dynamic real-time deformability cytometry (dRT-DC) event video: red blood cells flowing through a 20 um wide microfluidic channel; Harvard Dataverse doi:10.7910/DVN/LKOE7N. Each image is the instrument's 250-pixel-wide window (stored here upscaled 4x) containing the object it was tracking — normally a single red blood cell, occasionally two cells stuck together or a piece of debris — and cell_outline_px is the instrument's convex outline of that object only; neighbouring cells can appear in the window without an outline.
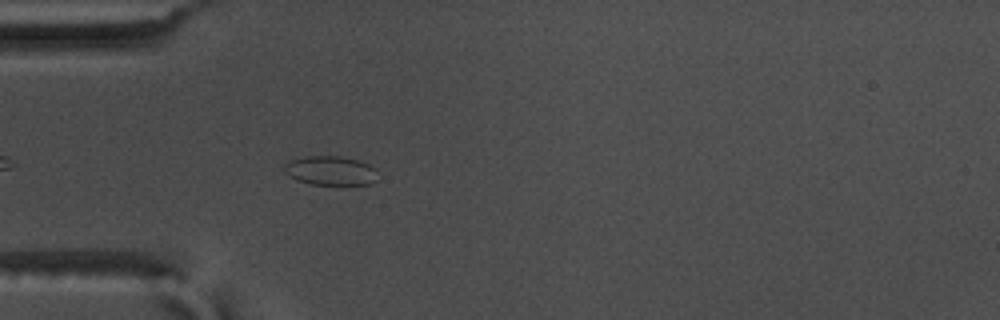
{"species": "common noctule bat (a hibernating species)", "species_latin": "Nyctalus noctula", "temperature_condition": "warm", "stored_images_in_passage": 36, "camera_frame_rate_fps": 3000, "um_per_image_px": 0.085, "animal": {"sex": "male", "body_mass_g": 17.5, "forearm_length_mm": 52.3}, "frame": {"image": 1, "passage_image": 5, "time_ms": 1.333, "image_size_px": [1000, 320], "cell_outline_px": [[376, 180], [372, 184], [312, 184], [296, 180], [288, 176], [284, 172], [284, 164], [288, 160], [304, 156], [340, 156], [356, 160], [368, 164], [376, 168]], "centroid_in_image_um": [28.05, 14.5], "position_along_channel_um": 56.9, "area_um2": 15.95}}
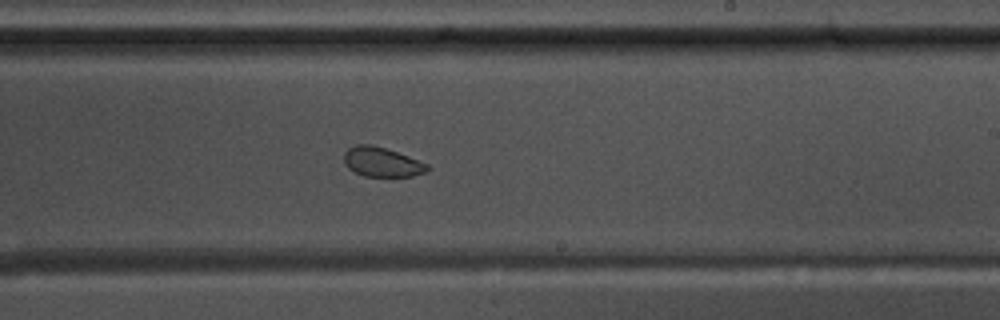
{"frame": {"image": 2, "passage_image": 22, "time_ms": 7.0, "image_size_px": [1000, 320], "cell_outline_px": [[428, 168], [424, 172], [412, 176], [364, 176], [348, 168], [344, 164], [344, 152], [348, 148], [356, 144], [372, 144], [408, 156], [428, 164]], "centroid_in_image_um": [32.41, 13.76], "position_along_channel_um": 256.6, "area_um2": 14.16}}
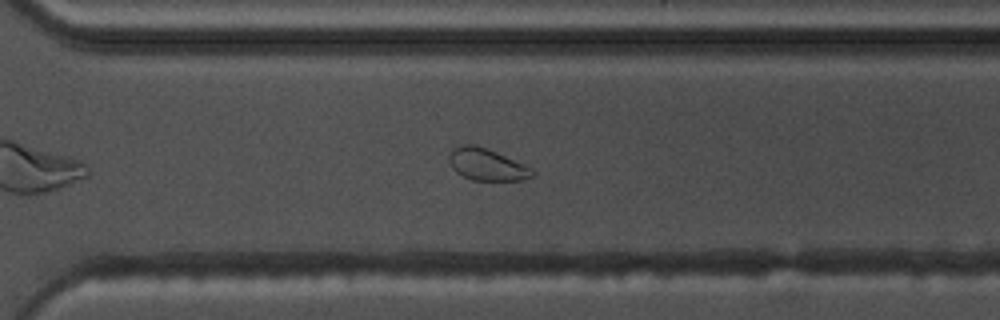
{"frame": {"image": 3, "passage_image": 28, "time_ms": 9.0, "image_size_px": [1000, 320], "cell_outline_px": [[536, 172], [532, 176], [524, 180], [472, 180], [456, 172], [452, 168], [448, 160], [448, 156], [452, 148], [464, 144], [472, 144], [496, 152], [528, 164]], "centroid_in_image_um": [41.41, 13.98], "position_along_channel_um": 329.2, "area_um2": 15.66}, "authors_computed_cell_mechanics": {"area_um2": 15.4037, "velocity_mm_per_s": 3.6324, "shape_relaxation_time_tau1_ms": null, "shape_relaxation_time_tau2_ms": 1.6701, "deformation_change_tau1": null, "deformation_change_tau2": 0.0577}}